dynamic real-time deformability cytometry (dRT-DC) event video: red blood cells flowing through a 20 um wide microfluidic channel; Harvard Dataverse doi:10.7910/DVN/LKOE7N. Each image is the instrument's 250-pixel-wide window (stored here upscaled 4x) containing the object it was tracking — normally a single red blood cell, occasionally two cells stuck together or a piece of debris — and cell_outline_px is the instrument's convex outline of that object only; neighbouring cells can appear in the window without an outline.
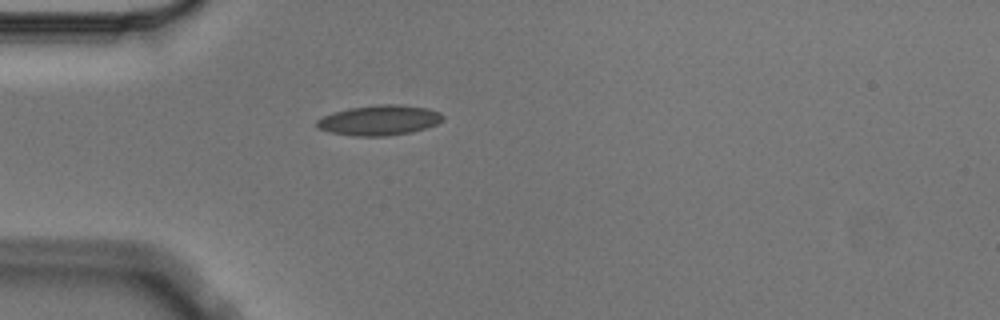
{"species": "Egyptian fruit bat (a non-hibernating species)", "species_latin": "Rousettus aegyptiacus", "temperature_condition": "cold", "stored_images_in_passage": 1, "camera_frame_rate_fps": 3000, "um_per_image_px": 0.085, "animal": {"sex": "male"}, "frame": {"image": 1, "passage_image": 1, "time_ms": 0.0, "image_size_px": [1000, 320], "cell_outline_px": [[444, 120], [436, 124], [412, 132], [388, 136], [356, 136], [328, 132], [316, 128], [316, 120], [332, 112], [348, 108], [380, 104], [396, 104], [428, 108], [440, 112], [444, 116]], "centroid_in_image_um": [32.23, 10.22], "position_along_channel_um": 52.8, "area_um2": 22.31}}